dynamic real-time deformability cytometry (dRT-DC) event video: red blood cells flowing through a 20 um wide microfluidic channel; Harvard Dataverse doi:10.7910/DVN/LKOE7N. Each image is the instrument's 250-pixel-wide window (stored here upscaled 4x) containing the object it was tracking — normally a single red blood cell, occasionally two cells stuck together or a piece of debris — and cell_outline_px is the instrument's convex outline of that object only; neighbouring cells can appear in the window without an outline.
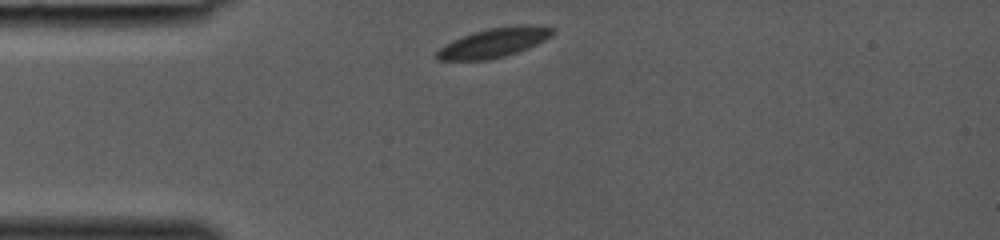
{"species": "common noctule bat (a hibernating species)", "species_latin": "Nyctalus noctula", "temperature_condition": "room temperature", "stored_images_in_passage": 27, "camera_frame_rate_fps": 3000, "um_per_image_px": 0.085, "animal": {"sex": "female", "body_mass_g": 19.0, "forearm_length_mm": 53.3}, "frame": {"image": 1, "passage_image": 1, "time_ms": 0.0, "image_size_px": [1000, 240], "cell_outline_px": [[552, 36], [528, 48], [504, 56], [488, 60], [436, 60], [436, 52], [444, 44], [472, 32], [488, 28], [516, 24], [536, 24], [552, 28]], "centroid_in_image_um": [41.98, 3.61], "position_along_channel_um": 43.0, "area_um2": 19.88}}
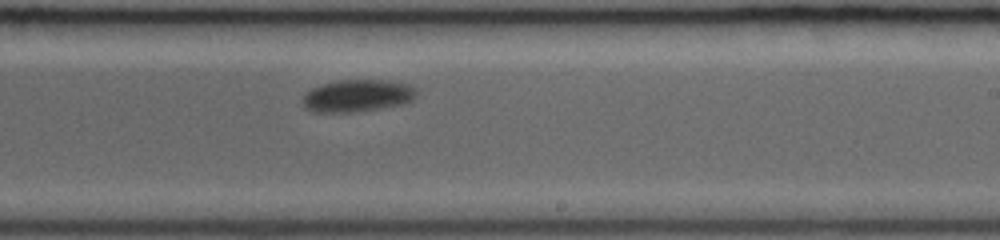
{"frame": {"image": 2, "passage_image": 16, "time_ms": 5.0, "image_size_px": [1000, 240], "cell_outline_px": [[416, 96], [412, 100], [400, 104], [352, 112], [312, 112], [304, 108], [304, 96], [312, 88], [320, 84], [340, 80], [388, 80], [408, 84], [416, 88]], "centroid_in_image_um": [30.37, 8.12], "position_along_channel_um": 258.6, "area_um2": 21.15}}
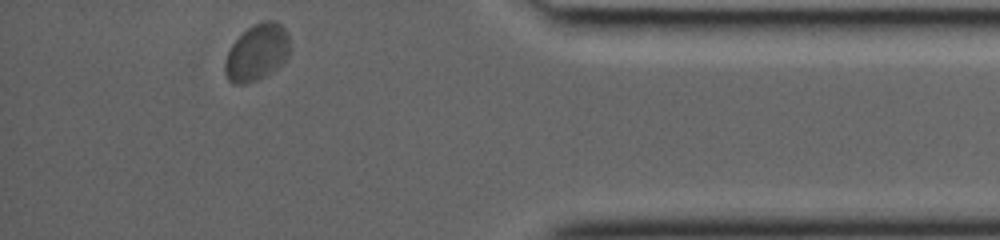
{"frame": {"image": 3, "passage_image": 27, "time_ms": 8.667, "image_size_px": [1000, 240], "cell_outline_px": [[288, 56], [272, 72], [248, 84], [232, 84], [228, 80], [224, 72], [224, 64], [228, 52], [232, 44], [248, 28], [264, 20], [272, 20], [280, 24], [288, 32]], "centroid_in_image_um": [21.82, 4.48], "position_along_channel_um": 413.4, "area_um2": 21.15}}